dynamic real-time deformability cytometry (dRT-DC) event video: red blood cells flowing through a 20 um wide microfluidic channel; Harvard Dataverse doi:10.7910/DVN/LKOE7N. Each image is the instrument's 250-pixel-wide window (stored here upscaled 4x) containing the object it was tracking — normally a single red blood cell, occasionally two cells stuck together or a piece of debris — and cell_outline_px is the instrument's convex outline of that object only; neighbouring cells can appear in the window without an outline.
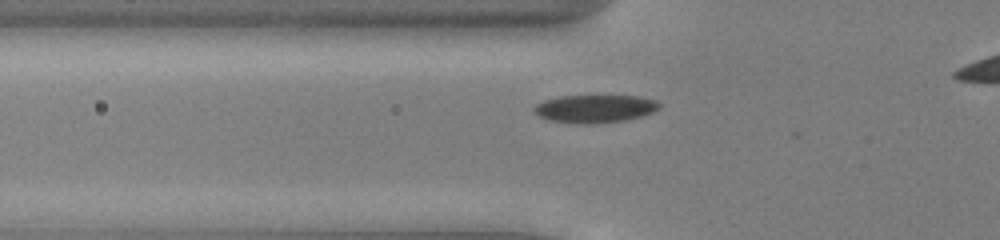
{"species": "common noctule bat (a hibernating species)", "species_latin": "Nyctalus noctula", "temperature_condition": "cold", "stored_images_in_passage": 28, "camera_frame_rate_fps": 3000, "um_per_image_px": 0.085, "animal": {"sex": "male", "body_mass_g": 13.0, "forearm_length_mm": 53.1}, "frame": {"image": 1, "passage_image": 4, "time_ms": 1.0, "image_size_px": [1000, 240], "cell_outline_px": [[660, 108], [652, 112], [640, 116], [624, 120], [596, 124], [580, 124], [544, 120], [532, 112], [532, 108], [536, 104], [544, 100], [560, 96], [640, 96], [656, 100], [660, 104]], "centroid_in_image_um": [50.5, 9.25], "position_along_channel_um": 75.3, "area_um2": 20.63}}
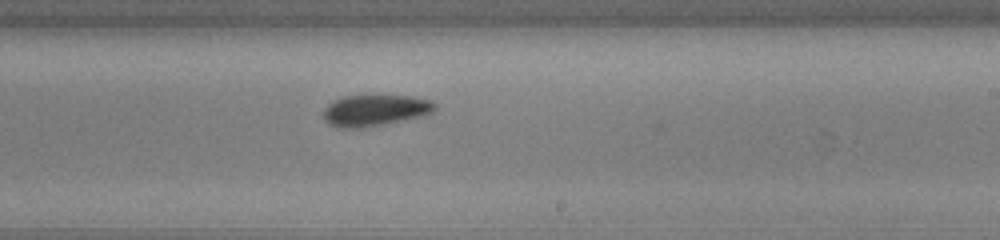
{"frame": {"image": 2, "passage_image": 18, "time_ms": 5.667, "image_size_px": [1000, 240], "cell_outline_px": [[436, 108], [428, 116], [384, 124], [360, 128], [336, 128], [328, 124], [324, 120], [324, 108], [328, 104], [344, 96], [368, 92], [416, 96], [432, 100], [436, 104]], "centroid_in_image_um": [31.93, 9.33], "position_along_channel_um": 257.1, "area_um2": 21.68}}
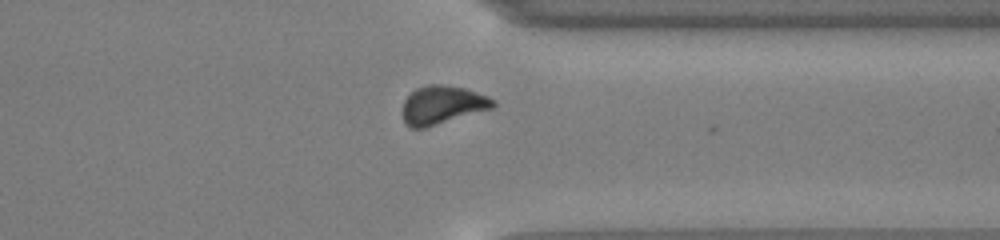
{"frame": {"image": 3, "passage_image": 27, "time_ms": 8.667, "image_size_px": [1000, 240], "cell_outline_px": [[496, 104], [492, 108], [424, 128], [412, 128], [404, 124], [400, 112], [404, 100], [416, 88], [428, 84], [440, 84], [464, 88], [488, 96], [496, 100]], "centroid_in_image_um": [37.55, 8.92], "position_along_channel_um": 373.9, "area_um2": 20.35}}